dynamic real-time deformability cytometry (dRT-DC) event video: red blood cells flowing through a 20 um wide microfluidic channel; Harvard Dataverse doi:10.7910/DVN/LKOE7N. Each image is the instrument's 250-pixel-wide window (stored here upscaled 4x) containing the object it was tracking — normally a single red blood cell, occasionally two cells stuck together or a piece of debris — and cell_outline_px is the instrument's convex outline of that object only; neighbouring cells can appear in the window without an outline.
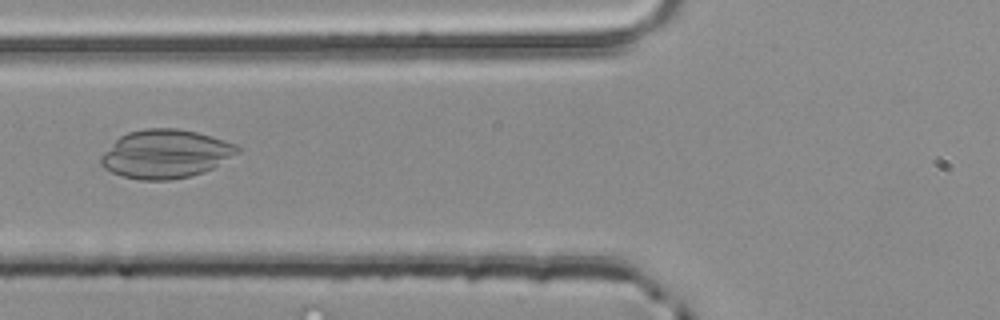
{"species": "common noctule bat (a hibernating species)", "species_latin": "Nyctalus noctula", "temperature_condition": "room temperature", "stored_images_in_passage": 2, "camera_frame_rate_fps": 3000, "um_per_image_px": 0.085, "animal": {"sex": "male", "body_mass_g": 20.4}, "frame": {"image": 1, "passage_image": 2, "time_ms": 0.333, "image_size_px": [1000, 320], "cell_outline_px": [[240, 152], [212, 168], [204, 172], [172, 180], [140, 180], [120, 176], [104, 168], [100, 164], [100, 156], [120, 136], [128, 132], [144, 128], [176, 128], [196, 132], [224, 140], [236, 144], [240, 148]], "centroid_in_image_um": [14.05, 13.09], "position_along_channel_um": 111.7, "area_um2": 38.61}}